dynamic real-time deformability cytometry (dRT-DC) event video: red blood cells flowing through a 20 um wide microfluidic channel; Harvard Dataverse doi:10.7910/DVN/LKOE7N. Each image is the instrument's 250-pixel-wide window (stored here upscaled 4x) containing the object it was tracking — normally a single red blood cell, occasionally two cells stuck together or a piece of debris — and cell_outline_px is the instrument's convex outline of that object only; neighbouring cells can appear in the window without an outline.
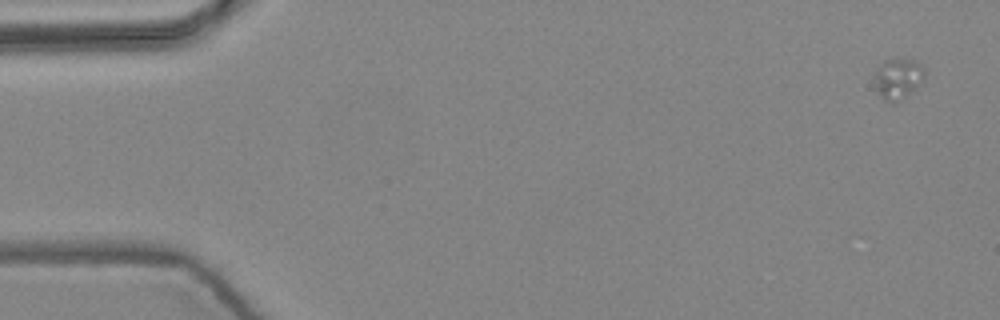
{"species": "common noctule bat (a hibernating species)", "species_latin": "Nyctalus noctula", "temperature_condition": "warm", "stored_images_in_passage": 5, "camera_frame_rate_fps": 3000, "um_per_image_px": 0.085, "animal": {"sex": "female", "body_mass_g": 24.6, "forearm_length_mm": 56.2}, "frame": {"image": 1, "passage_image": 1, "time_ms": 0.0, "image_size_px": [1000, 320], "cell_outline_px": [[924, 80], [916, 88], [892, 104], [884, 100], [876, 92], [872, 76], [880, 64], [884, 60], [892, 56], [916, 60], [924, 68]], "centroid_in_image_um": [76.28, 6.63], "position_along_channel_um": 8.7, "area_um2": 12.43}}